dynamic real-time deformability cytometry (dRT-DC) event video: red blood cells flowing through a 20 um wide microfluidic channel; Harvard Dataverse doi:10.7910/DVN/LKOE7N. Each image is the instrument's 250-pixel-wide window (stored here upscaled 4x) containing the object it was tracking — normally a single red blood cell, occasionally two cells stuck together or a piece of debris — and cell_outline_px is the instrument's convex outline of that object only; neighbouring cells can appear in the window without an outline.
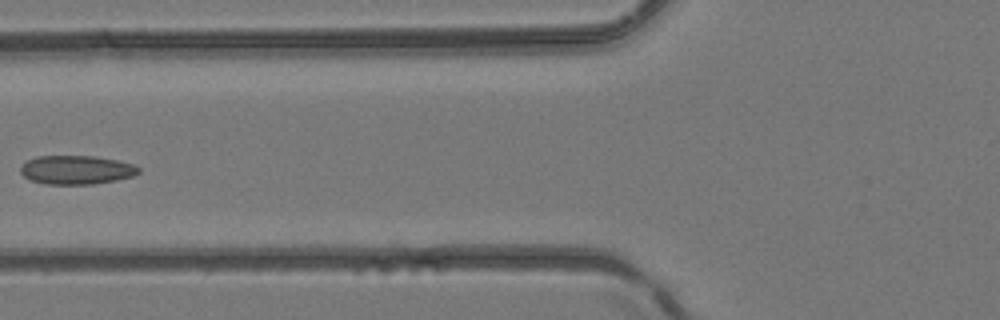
{"species": "common noctule bat (a hibernating species)", "species_latin": "Nyctalus noctula", "temperature_condition": "room temperature", "stored_images_in_passage": 6, "camera_frame_rate_fps": 3000, "um_per_image_px": 0.085, "animal": {"sex": "female", "body_mass_g": 24.6, "forearm_length_mm": 56.2}, "frame": {"image": 1, "passage_image": 6, "time_ms": 1.667, "image_size_px": [1000, 320], "cell_outline_px": [[140, 172], [132, 176], [116, 180], [92, 184], [48, 184], [32, 180], [24, 176], [20, 172], [20, 168], [28, 160], [36, 156], [92, 156], [116, 160], [132, 164], [140, 168]], "centroid_in_image_um": [6.5, 14.44], "position_along_channel_um": 119.3, "area_um2": 19.59}}